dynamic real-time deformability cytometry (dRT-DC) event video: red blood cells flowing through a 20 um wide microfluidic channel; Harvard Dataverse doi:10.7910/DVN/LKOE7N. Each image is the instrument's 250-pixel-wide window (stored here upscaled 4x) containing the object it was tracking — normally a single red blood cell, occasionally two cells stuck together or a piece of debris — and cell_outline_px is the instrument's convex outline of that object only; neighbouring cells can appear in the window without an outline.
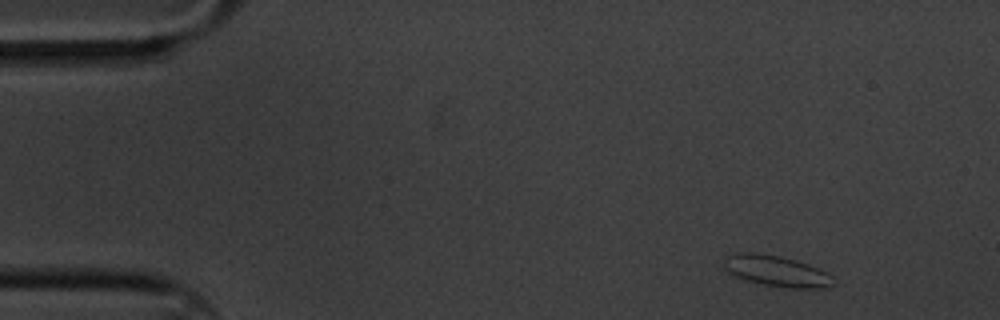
{"species": "common noctule bat (a hibernating species)", "species_latin": "Nyctalus noctula", "temperature_condition": "cold", "stored_images_in_passage": 4, "camera_frame_rate_fps": 3000, "um_per_image_px": 0.085, "animal": {"sex": "male", "body_mass_g": 20.1, "forearm_length_mm": 53.5}, "frame": {"image": 1, "passage_image": 1, "time_ms": 0.0, "image_size_px": [1000, 320], "cell_outline_px": [[832, 284], [824, 288], [788, 288], [764, 284], [748, 280], [736, 276], [728, 272], [724, 268], [724, 260], [728, 256], [736, 252], [752, 252], [776, 256], [796, 260], [808, 264], [832, 276]], "centroid_in_image_um": [65.96, 23.03], "position_along_channel_um": 19.0, "area_um2": 19.25}}
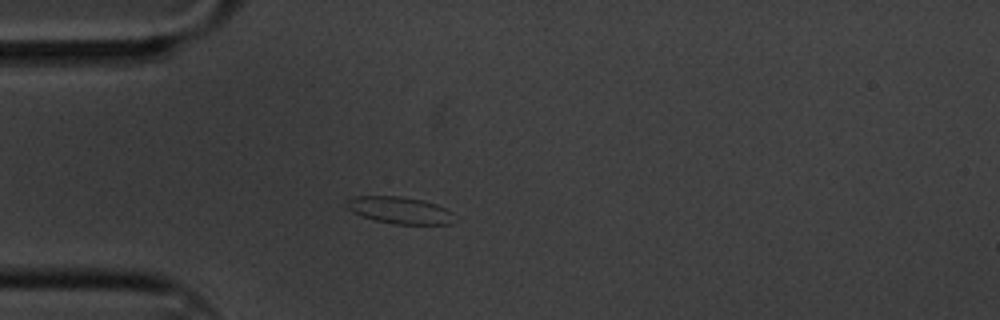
{"frame": {"image": 2, "passage_image": 4, "time_ms": 1.0, "image_size_px": [1000, 320], "cell_outline_px": [[452, 224], [392, 224], [372, 220], [360, 216], [352, 212], [344, 204], [348, 200], [356, 196], [400, 196], [424, 200], [436, 204], [452, 212]], "centroid_in_image_um": [33.93, 17.87], "position_along_channel_um": 51.1, "area_um2": 16.99}}